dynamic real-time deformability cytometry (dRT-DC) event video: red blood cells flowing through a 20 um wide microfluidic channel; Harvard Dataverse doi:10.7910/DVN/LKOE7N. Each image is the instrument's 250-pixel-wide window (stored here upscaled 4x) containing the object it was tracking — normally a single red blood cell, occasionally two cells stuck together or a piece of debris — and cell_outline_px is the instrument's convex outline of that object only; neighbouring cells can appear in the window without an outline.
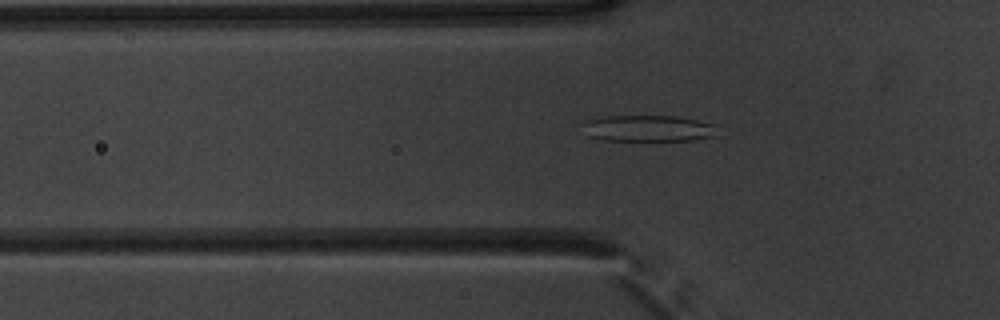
{"species": "common noctule bat (a hibernating species)", "species_latin": "Nyctalus noctula", "temperature_condition": "warm", "stored_images_in_passage": 52, "camera_frame_rate_fps": 3000, "um_per_image_px": 0.085, "animal": {"sex": "male", "body_mass_g": 20.1, "forearm_length_mm": 53.5}, "frame": {"image": 1, "passage_image": 17, "time_ms": 5.333, "image_size_px": [1000, 320], "cell_outline_px": [[716, 136], [692, 140], [604, 140], [588, 136], [580, 124], [588, 120], [604, 116], [676, 116], [696, 120], [712, 124]], "centroid_in_image_um": [55.02, 10.91], "position_along_channel_um": 70.8, "area_um2": 20.46}}
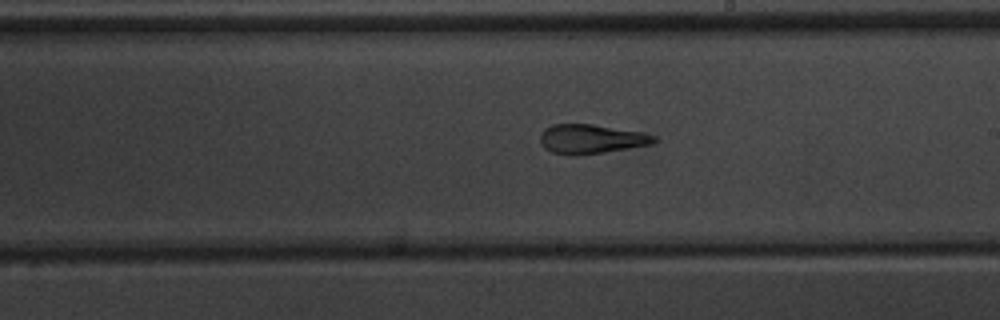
{"frame": {"image": 2, "passage_image": 30, "time_ms": 9.667, "image_size_px": [1000, 320], "cell_outline_px": [[656, 140], [652, 144], [604, 152], [576, 156], [572, 156], [552, 152], [544, 148], [540, 144], [540, 136], [544, 128], [552, 124], [592, 124], [640, 132], [656, 136]], "centroid_in_image_um": [50.19, 11.82], "position_along_channel_um": 238.8, "area_um2": 19.42}}
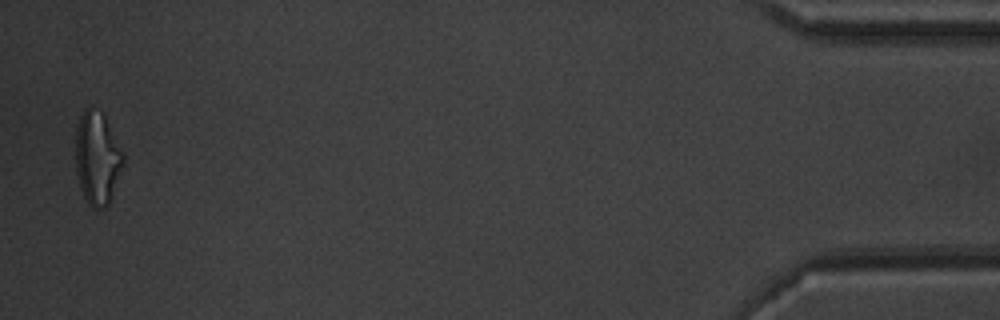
{"frame": {"image": 3, "passage_image": 51, "time_ms": 16.667, "image_size_px": [1000, 320], "cell_outline_px": [[124, 164], [108, 204], [104, 208], [92, 208], [88, 204], [80, 188], [76, 172], [76, 124], [84, 108], [88, 104], [104, 112], [124, 156]], "centroid_in_image_um": [8.25, 13.37], "position_along_channel_um": 426.9, "area_um2": 26.13}, "authors_computed_cell_mechanics": {"area_um2": 21.3282, "velocity_mm_per_s": 3.8722, "shape_relaxation_time_tau1_ms": null, "shape_relaxation_time_tau2_ms": 2.0416, "deformation_change_tau1": null, "deformation_change_tau2": 0.1226}}